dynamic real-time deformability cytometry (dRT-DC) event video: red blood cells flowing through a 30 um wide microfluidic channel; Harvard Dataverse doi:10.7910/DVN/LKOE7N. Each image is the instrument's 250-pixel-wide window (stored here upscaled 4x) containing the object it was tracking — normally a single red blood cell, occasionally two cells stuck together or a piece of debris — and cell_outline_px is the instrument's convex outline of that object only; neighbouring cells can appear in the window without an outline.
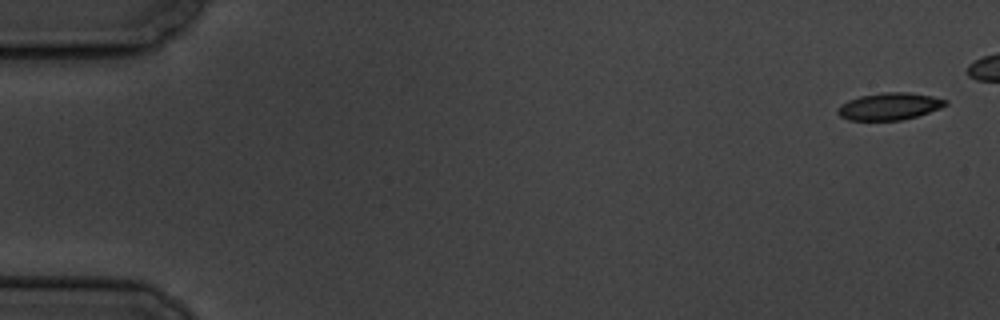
{"species": "common noctule bat (a hibernating species)", "species_latin": "Nyctalus noctula", "temperature_condition": "cold", "stored_images_in_passage": 8, "segment_of_instrument_passage": [1, 2], "camera_frame_rate_fps": 3000, "um_per_image_px": 0.085, "animal": {"sex": "male", "body_mass_g": 19.5, "forearm_length_mm": 54.6}, "frame": {"image": 1, "passage_image": 1, "time_ms": 0.0, "image_size_px": [1000, 320], "cell_outline_px": [[948, 104], [940, 108], [916, 116], [900, 120], [848, 120], [840, 116], [836, 112], [840, 104], [848, 100], [860, 96], [884, 92], [908, 92], [932, 96], [948, 100]], "centroid_in_image_um": [75.58, 9.03], "position_along_channel_um": 9.4, "area_um2": 16.99}}
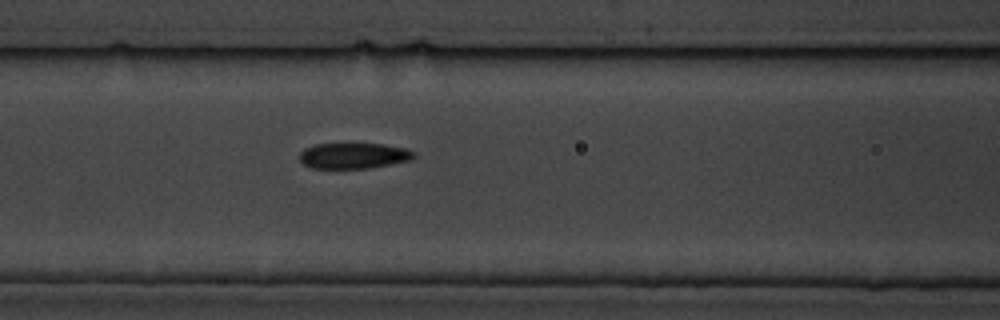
{"frame": {"image": 2, "passage_image": 7, "time_ms": 7.667, "image_size_px": [1000, 320], "cell_outline_px": [[416, 156], [412, 160], [368, 168], [312, 168], [304, 164], [300, 160], [300, 152], [304, 148], [312, 144], [384, 144], [408, 148], [416, 152]], "centroid_in_image_um": [30.09, 13.23], "position_along_channel_um": 136.5, "area_um2": 17.28}}